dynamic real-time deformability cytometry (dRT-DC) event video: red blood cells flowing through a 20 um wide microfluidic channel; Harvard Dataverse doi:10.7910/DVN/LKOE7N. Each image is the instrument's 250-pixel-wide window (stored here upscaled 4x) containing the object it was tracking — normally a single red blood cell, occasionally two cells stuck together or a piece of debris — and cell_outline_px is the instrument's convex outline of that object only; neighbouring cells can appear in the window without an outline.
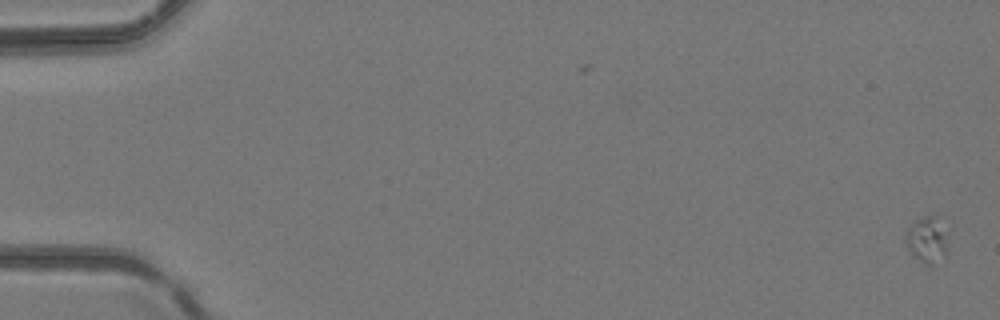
{"species": "common noctule bat (a hibernating species)", "species_latin": "Nyctalus noctula", "temperature_condition": "room temperature", "stored_images_in_passage": 5, "camera_frame_rate_fps": 3000, "um_per_image_px": 0.085, "animal": {"sex": "female", "body_mass_g": 24.6, "forearm_length_mm": 56.2}, "frame": {"image": 1, "passage_image": 1, "time_ms": 0.0, "image_size_px": [1000, 320], "cell_outline_px": [[948, 252], [944, 256], [932, 264], [928, 264], [920, 260], [912, 252], [904, 240], [904, 232], [920, 216], [936, 216], [944, 236]], "centroid_in_image_um": [78.74, 20.36], "position_along_channel_um": 6.3, "area_um2": 10.69}}